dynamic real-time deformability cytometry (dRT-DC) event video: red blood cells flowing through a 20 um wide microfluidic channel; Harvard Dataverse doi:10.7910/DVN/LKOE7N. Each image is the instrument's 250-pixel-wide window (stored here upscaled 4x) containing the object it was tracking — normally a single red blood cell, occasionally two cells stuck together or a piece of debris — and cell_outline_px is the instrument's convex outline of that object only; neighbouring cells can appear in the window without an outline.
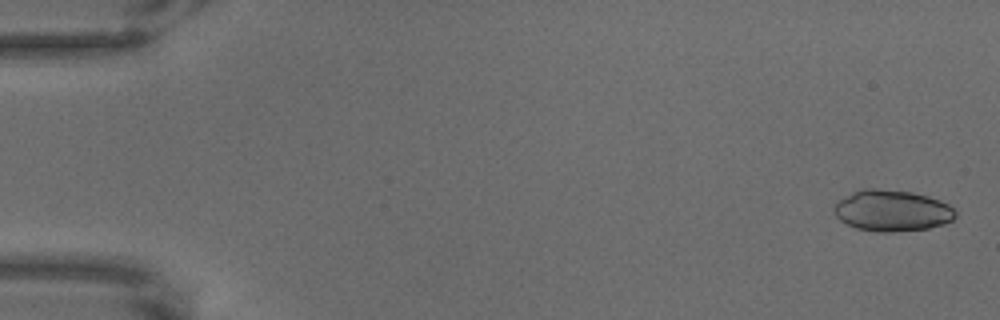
{"species": "common noctule bat (a hibernating species)", "species_latin": "Nyctalus noctula", "temperature_condition": "warm", "stored_images_in_passage": 66, "camera_frame_rate_fps": 3000, "um_per_image_px": 0.085, "animal": {"sex": "male", "body_mass_g": 18.8}, "frame": {"image": 1, "passage_image": 2, "time_ms": 0.333, "image_size_px": [1000, 320], "cell_outline_px": [[956, 216], [952, 220], [944, 224], [928, 228], [892, 232], [876, 232], [856, 228], [840, 220], [832, 212], [832, 208], [836, 200], [852, 192], [864, 188], [876, 188], [912, 192], [928, 196], [940, 200], [948, 204], [956, 212]], "centroid_in_image_um": [75.78, 17.9], "position_along_channel_um": 9.2, "area_um2": 29.48}}
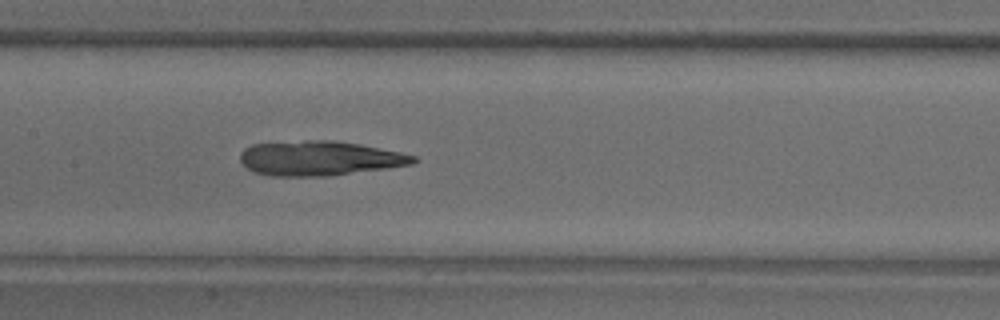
{"frame": {"image": 2, "passage_image": 33, "time_ms": 10.667, "image_size_px": [1000, 320], "cell_outline_px": [[420, 160], [412, 164], [328, 176], [268, 176], [256, 172], [248, 168], [240, 160], [240, 152], [244, 148], [252, 144], [304, 140], [332, 140], [360, 144], [400, 152], [416, 156]], "centroid_in_image_um": [27.14, 13.44], "position_along_channel_um": 180.3, "area_um2": 34.91}}
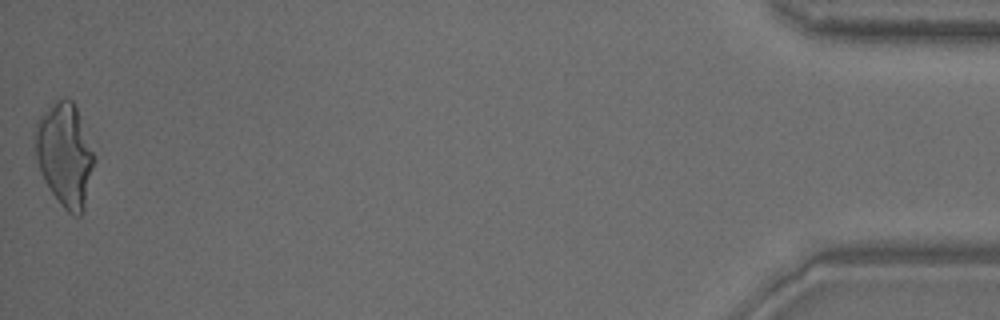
{"frame": {"image": 3, "passage_image": 66, "time_ms": 21.667, "image_size_px": [1000, 320], "cell_outline_px": [[96, 160], [84, 208], [80, 216], [72, 216], [60, 204], [44, 180], [40, 172], [36, 156], [36, 120], [52, 100], [72, 100], [76, 108], [96, 156]], "centroid_in_image_um": [5.52, 13.16], "position_along_channel_um": 429.7, "area_um2": 35.55}}